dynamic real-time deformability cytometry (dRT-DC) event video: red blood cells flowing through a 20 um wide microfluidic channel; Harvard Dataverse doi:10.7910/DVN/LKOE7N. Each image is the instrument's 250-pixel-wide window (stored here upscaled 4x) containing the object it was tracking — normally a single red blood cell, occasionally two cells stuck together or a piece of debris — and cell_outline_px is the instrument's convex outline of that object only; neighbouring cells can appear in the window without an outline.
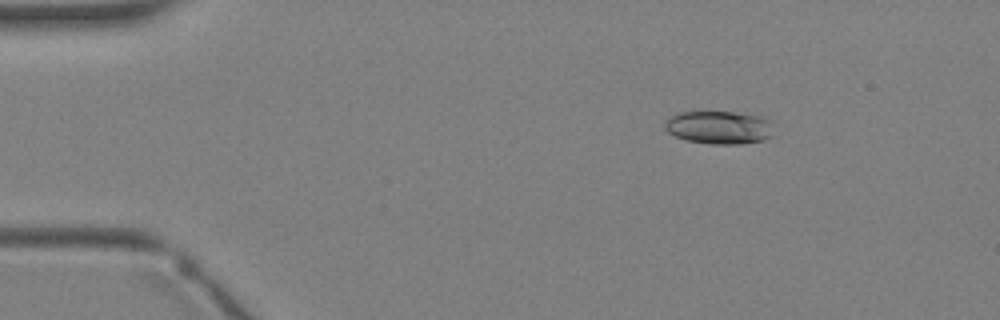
{"species": "Egyptian fruit bat (a non-hibernating species)", "species_latin": "Rousettus aegyptiacus", "temperature_condition": "warm", "stored_images_in_passage": 3, "camera_frame_rate_fps": 3000, "um_per_image_px": 0.085, "animal": {"sex": "female"}, "frame": {"image": 1, "passage_image": 2, "time_ms": 1.333, "image_size_px": [1000, 320], "cell_outline_px": [[776, 120], [772, 136], [764, 140], [740, 144], [712, 144], [688, 140], [676, 136], [668, 132], [664, 128], [664, 120], [680, 112], [736, 112], [764, 116]], "centroid_in_image_um": [61.23, 10.82], "position_along_channel_um": 23.8, "area_um2": 21.5}}